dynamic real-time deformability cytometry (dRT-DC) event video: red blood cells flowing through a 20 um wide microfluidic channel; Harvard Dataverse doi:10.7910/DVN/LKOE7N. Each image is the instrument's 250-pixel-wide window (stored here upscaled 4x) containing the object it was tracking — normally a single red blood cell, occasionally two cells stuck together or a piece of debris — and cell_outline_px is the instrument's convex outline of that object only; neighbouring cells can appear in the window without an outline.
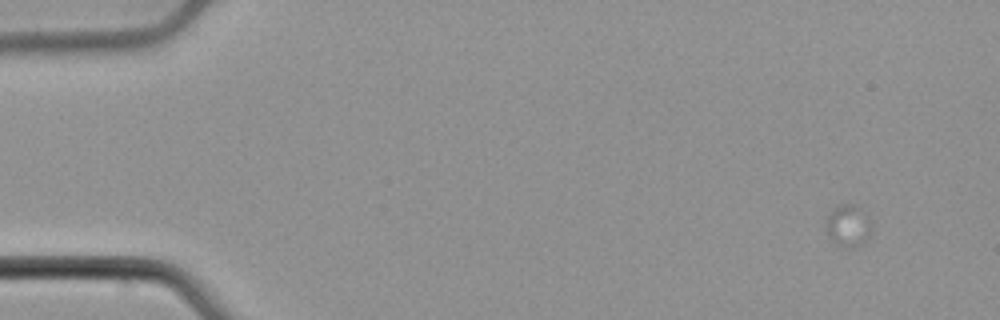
{"species": "common noctule bat (a hibernating species)", "species_latin": "Nyctalus noctula", "temperature_condition": "cold", "stored_images_in_passage": 5, "camera_frame_rate_fps": 3000, "um_per_image_px": 0.085, "animal": {"sex": "male", "body_mass_g": 21.5, "forearm_length_mm": 52.0}, "frame": {"image": 1, "passage_image": 1, "time_ms": 0.0, "image_size_px": [1000, 320], "cell_outline_px": [[868, 236], [860, 244], [852, 248], [844, 248], [836, 244], [828, 236], [828, 216], [836, 204], [852, 204], [856, 208], [868, 224]], "centroid_in_image_um": [71.99, 19.23], "position_along_channel_um": 13.0, "area_um2": 10.12}}